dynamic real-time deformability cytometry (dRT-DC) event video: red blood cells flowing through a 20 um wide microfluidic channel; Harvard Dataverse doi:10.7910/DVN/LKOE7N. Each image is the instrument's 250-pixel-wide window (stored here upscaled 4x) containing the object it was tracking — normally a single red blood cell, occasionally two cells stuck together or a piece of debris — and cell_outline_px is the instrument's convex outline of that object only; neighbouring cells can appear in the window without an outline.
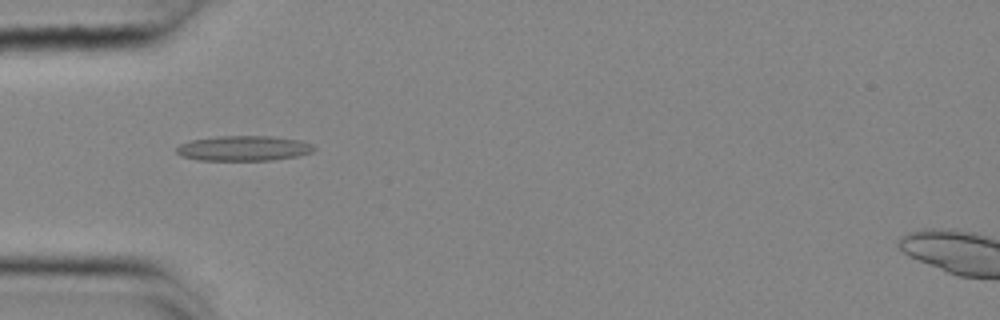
{"species": "common noctule bat (a hibernating species)", "species_latin": "Nyctalus noctula", "temperature_condition": "cold", "stored_images_in_passage": 51, "camera_frame_rate_fps": 3000, "um_per_image_px": 0.085, "animal": {"sex": "female", "body_mass_g": 25.1}, "frame": {"image": 1, "passage_image": 14, "time_ms": 4.333, "image_size_px": [1000, 320], "cell_outline_px": [[316, 148], [312, 152], [296, 156], [272, 160], [196, 160], [180, 156], [176, 152], [176, 148], [180, 144], [192, 140], [216, 136], [272, 136], [300, 140], [312, 144]], "centroid_in_image_um": [20.69, 12.6], "position_along_channel_um": 64.3, "area_um2": 20.17}}
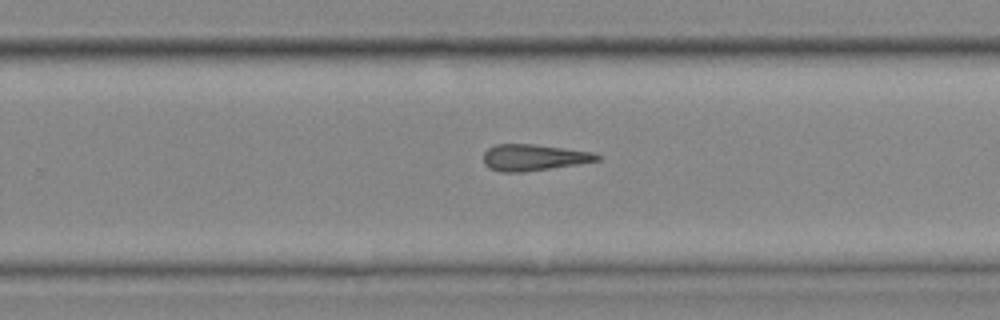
{"frame": {"image": 2, "passage_image": 32, "time_ms": 10.333, "image_size_px": [1000, 320], "cell_outline_px": [[600, 160], [580, 164], [524, 172], [500, 172], [488, 168], [484, 164], [484, 152], [488, 148], [496, 144], [536, 144], [596, 152], [600, 156]], "centroid_in_image_um": [45.39, 13.38], "position_along_channel_um": 284.4, "area_um2": 17.74}}
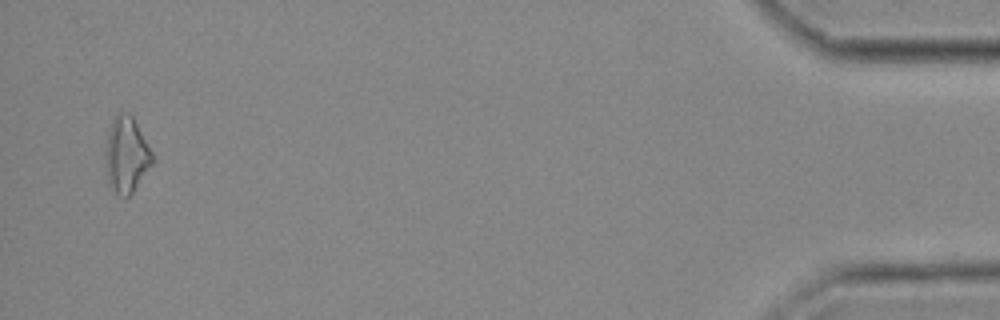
{"frame": {"image": 3, "passage_image": 50, "time_ms": 16.333, "image_size_px": [1000, 320], "cell_outline_px": [[152, 164], [132, 192], [128, 196], [120, 196], [112, 188], [108, 180], [104, 156], [104, 152], [108, 132], [112, 120], [120, 112], [128, 112], [132, 116], [152, 152]], "centroid_in_image_um": [10.72, 13.14], "position_along_channel_um": 424.5, "area_um2": 20.35}}